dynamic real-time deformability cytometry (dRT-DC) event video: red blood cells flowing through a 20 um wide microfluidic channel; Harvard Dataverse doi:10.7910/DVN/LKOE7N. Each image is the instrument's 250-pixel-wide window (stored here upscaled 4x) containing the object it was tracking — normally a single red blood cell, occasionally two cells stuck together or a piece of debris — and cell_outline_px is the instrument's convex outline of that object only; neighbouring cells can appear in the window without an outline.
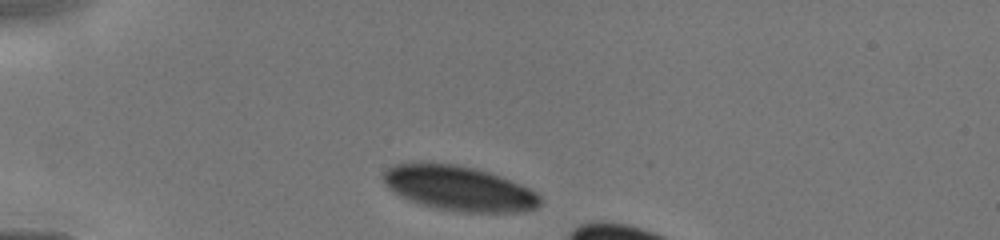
{"species": "human", "species_latin": "Homo sapiens", "temperature_condition": "cold", "stored_images_in_passage": 4, "camera_frame_rate_fps": 3000, "um_per_image_px": 0.085, "donor": {"sex": "male"}, "frame": {"image": 1, "passage_image": 1, "time_ms": 0.0, "image_size_px": [1000, 240], "cell_outline_px": [[540, 204], [536, 208], [524, 212], [460, 212], [436, 208], [420, 204], [408, 200], [400, 196], [388, 188], [384, 184], [380, 176], [388, 168], [396, 164], [456, 164], [488, 172], [512, 180], [536, 192], [540, 196]], "centroid_in_image_um": [39.01, 16.03], "position_along_channel_um": 46.0, "area_um2": 40.75}}